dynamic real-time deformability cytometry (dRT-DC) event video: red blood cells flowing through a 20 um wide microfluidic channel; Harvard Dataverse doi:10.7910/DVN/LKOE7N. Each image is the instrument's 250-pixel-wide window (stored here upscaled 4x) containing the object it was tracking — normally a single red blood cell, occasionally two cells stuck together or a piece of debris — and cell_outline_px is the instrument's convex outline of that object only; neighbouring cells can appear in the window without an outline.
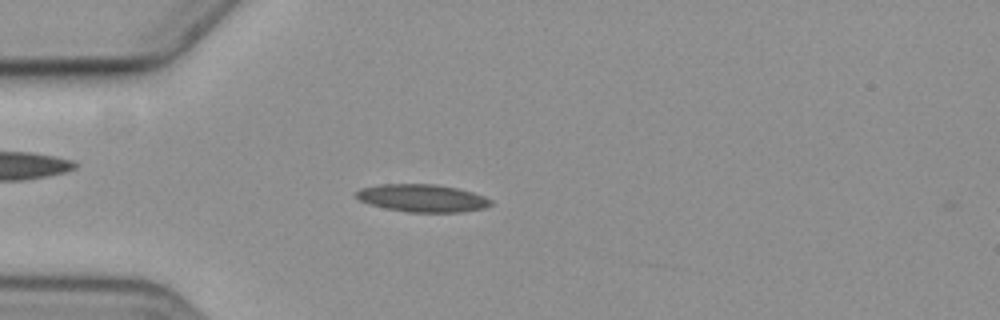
{"species": "common noctule bat (a hibernating species)", "species_latin": "Nyctalus noctula", "temperature_condition": "cold", "stored_images_in_passage": 4, "camera_frame_rate_fps": 3000, "um_per_image_px": 0.085, "animal": {"sex": "female", "body_mass_g": 19.3, "forearm_length_mm": 54.1}, "frame": {"image": 1, "passage_image": 4, "time_ms": 3.667, "image_size_px": [1000, 320], "cell_outline_px": [[492, 204], [484, 208], [460, 212], [408, 212], [384, 208], [368, 204], [360, 200], [356, 196], [356, 192], [360, 188], [380, 184], [436, 184], [456, 188], [472, 192], [484, 196], [492, 200]], "centroid_in_image_um": [35.88, 16.84], "position_along_channel_um": 49.1, "area_um2": 21.68}}